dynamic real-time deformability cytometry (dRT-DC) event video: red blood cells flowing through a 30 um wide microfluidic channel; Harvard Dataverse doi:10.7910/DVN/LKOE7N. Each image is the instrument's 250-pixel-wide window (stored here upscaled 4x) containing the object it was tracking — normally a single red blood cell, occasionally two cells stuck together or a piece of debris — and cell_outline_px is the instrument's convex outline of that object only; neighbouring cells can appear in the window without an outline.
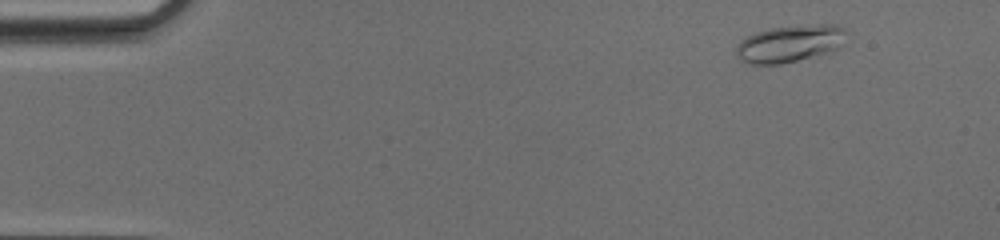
{"species": "common noctule bat (a hibernating species)", "species_latin": "Nyctalus noctula", "temperature_condition": "cold", "stored_images_in_passage": 49, "camera_frame_rate_fps": 3000, "um_per_image_px": 0.085, "animal": {"sex": "female", "body_mass_g": 17.0, "forearm_length_mm": 48.0}, "frame": {"image": 1, "passage_image": 4, "time_ms": 1.0, "image_size_px": [1000, 240], "cell_outline_px": [[852, 32], [840, 48], [832, 52], [780, 64], [744, 64], [736, 56], [736, 48], [740, 40], [756, 32], [768, 28], [820, 24], [836, 24]], "centroid_in_image_um": [67.21, 3.7], "position_along_channel_um": 17.8, "area_um2": 24.45}}
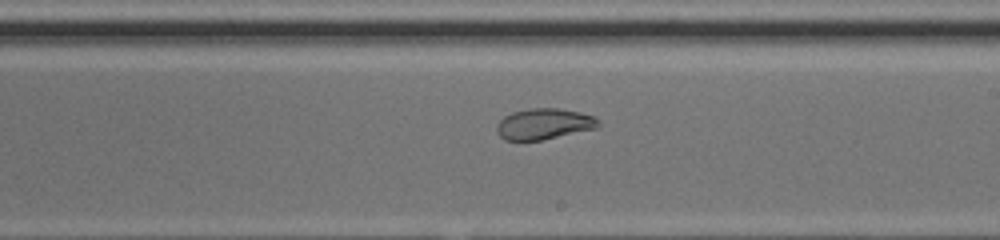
{"frame": {"image": 2, "passage_image": 28, "time_ms": 9.0, "image_size_px": [1000, 240], "cell_outline_px": [[600, 128], [540, 140], [504, 140], [496, 132], [496, 124], [504, 116], [512, 112], [532, 108], [560, 108], [580, 112], [596, 116], [600, 120]], "centroid_in_image_um": [46.28, 10.53], "position_along_channel_um": 242.7, "area_um2": 18.61}}
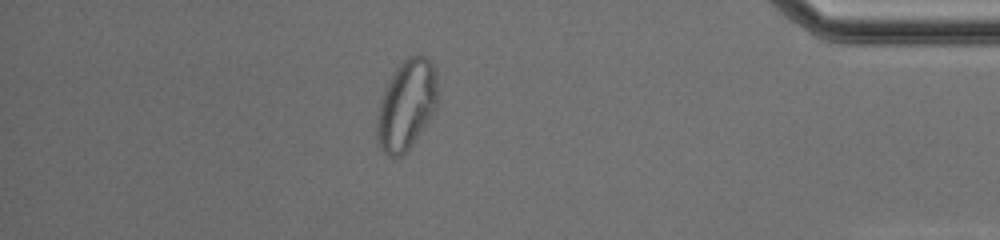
{"frame": {"image": 3, "passage_image": 42, "time_ms": 13.667, "image_size_px": [1000, 240], "cell_outline_px": [[436, 108], [432, 116], [412, 144], [400, 156], [388, 156], [376, 144], [376, 116], [380, 100], [384, 88], [392, 72], [408, 56], [416, 52], [420, 52], [428, 56], [436, 68]], "centroid_in_image_um": [34.53, 8.86], "position_along_channel_um": 400.7, "area_um2": 32.37}}